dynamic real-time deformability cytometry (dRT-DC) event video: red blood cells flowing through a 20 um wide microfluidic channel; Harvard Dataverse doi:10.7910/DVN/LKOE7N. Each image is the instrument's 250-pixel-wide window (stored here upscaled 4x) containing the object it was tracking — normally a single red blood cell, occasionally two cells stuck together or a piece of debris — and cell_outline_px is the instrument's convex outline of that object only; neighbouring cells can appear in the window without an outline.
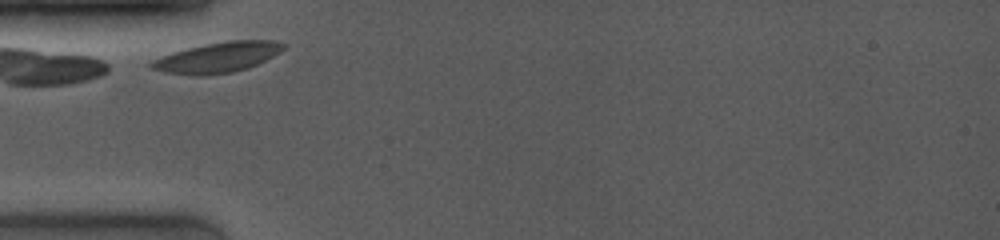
{"species": "common noctule bat (a hibernating species)", "species_latin": "Nyctalus noctula", "temperature_condition": "room temperature", "stored_images_in_passage": 3, "camera_frame_rate_fps": 4000, "um_per_image_px": 0.085, "animal": {"sex": "female", "body_mass_g": 19.0, "forearm_length_mm": 53.3}, "frame": {"image": 1, "passage_image": 1, "time_ms": 0.0, "image_size_px": [1000, 240], "cell_outline_px": [[284, 48], [280, 52], [248, 68], [232, 72], [200, 76], [196, 76], [164, 72], [152, 68], [148, 64], [152, 60], [188, 48], [204, 44], [228, 40], [272, 40], [284, 44]], "centroid_in_image_um": [18.49, 4.88], "position_along_channel_um": 66.5, "area_um2": 23.0}}